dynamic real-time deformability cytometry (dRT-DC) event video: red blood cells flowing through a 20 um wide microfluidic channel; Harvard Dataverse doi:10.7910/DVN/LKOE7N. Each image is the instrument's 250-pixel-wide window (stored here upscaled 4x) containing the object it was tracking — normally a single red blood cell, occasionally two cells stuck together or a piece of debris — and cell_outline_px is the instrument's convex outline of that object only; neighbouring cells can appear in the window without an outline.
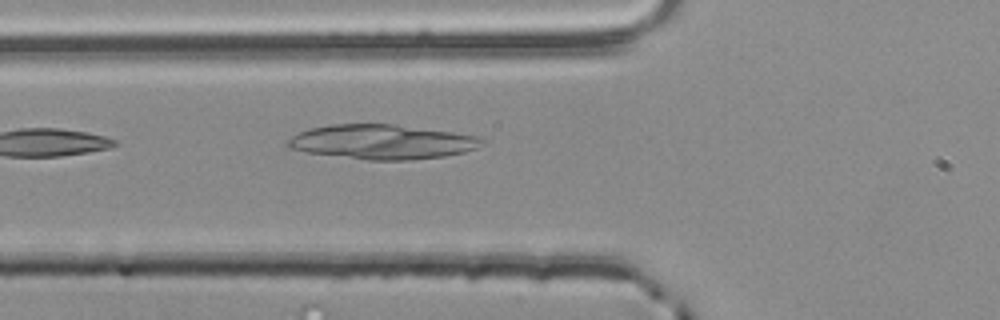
{"species": "common noctule bat (a hibernating species)", "species_latin": "Nyctalus noctula", "temperature_condition": "room temperature", "stored_images_in_passage": 3, "camera_frame_rate_fps": 3000, "um_per_image_px": 0.085, "animal": {"sex": "male", "body_mass_g": 20.4}, "frame": {"image": 1, "passage_image": 3, "time_ms": 0.667, "image_size_px": [1000, 320], "cell_outline_px": [[488, 140], [476, 148], [464, 152], [444, 156], [412, 160], [368, 160], [308, 152], [288, 148], [284, 144], [292, 136], [308, 128], [332, 124], [392, 124], [452, 132], [476, 136]], "centroid_in_image_um": [32.47, 12.06], "position_along_channel_um": 93.3, "area_um2": 39.02}}